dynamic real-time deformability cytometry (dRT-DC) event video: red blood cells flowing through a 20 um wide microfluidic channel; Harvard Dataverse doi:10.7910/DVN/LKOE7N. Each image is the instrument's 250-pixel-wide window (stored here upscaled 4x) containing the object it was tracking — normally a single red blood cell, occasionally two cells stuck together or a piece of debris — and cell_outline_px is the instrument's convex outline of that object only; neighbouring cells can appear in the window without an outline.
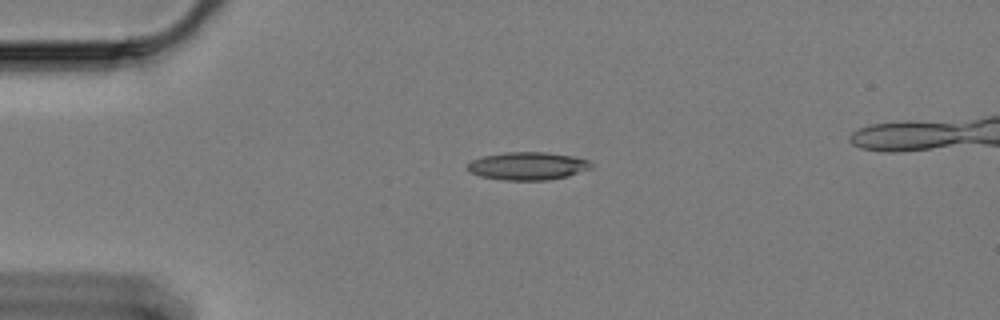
{"species": "Egyptian fruit bat (a non-hibernating species)", "species_latin": "Rousettus aegyptiacus", "temperature_condition": "cold", "stored_images_in_passage": 8, "camera_frame_rate_fps": 3000, "um_per_image_px": 0.085, "animal": {"sex": "female"}, "frame": {"image": 1, "passage_image": 1, "time_ms": 0.0, "image_size_px": [1000, 320], "cell_outline_px": [[592, 168], [568, 176], [548, 180], [504, 180], [480, 176], [468, 172], [468, 164], [472, 160], [484, 156], [508, 152], [544, 152], [576, 156], [588, 160], [592, 164]], "centroid_in_image_um": [44.88, 14.11], "position_along_channel_um": 40.1, "area_um2": 20.11}}
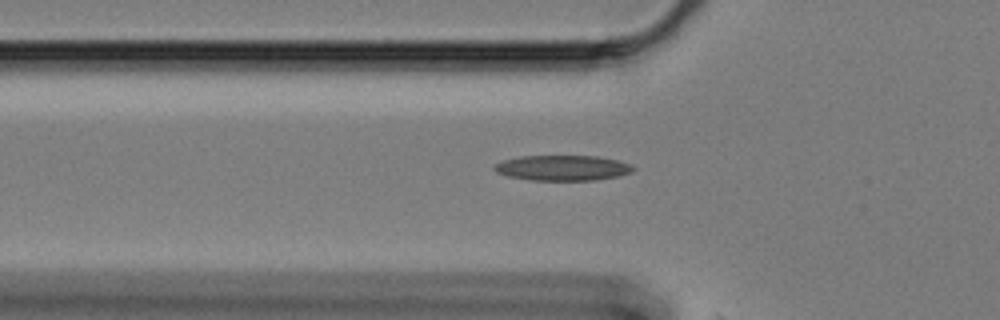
{"frame": {"image": 2, "passage_image": 7, "time_ms": 2.0, "image_size_px": [1000, 320], "cell_outline_px": [[636, 168], [632, 172], [620, 176], [592, 180], [528, 180], [508, 176], [496, 172], [492, 168], [496, 164], [504, 160], [520, 156], [596, 156], [616, 160], [632, 164]], "centroid_in_image_um": [47.84, 14.27], "position_along_channel_um": 78.0, "area_um2": 20.52}}